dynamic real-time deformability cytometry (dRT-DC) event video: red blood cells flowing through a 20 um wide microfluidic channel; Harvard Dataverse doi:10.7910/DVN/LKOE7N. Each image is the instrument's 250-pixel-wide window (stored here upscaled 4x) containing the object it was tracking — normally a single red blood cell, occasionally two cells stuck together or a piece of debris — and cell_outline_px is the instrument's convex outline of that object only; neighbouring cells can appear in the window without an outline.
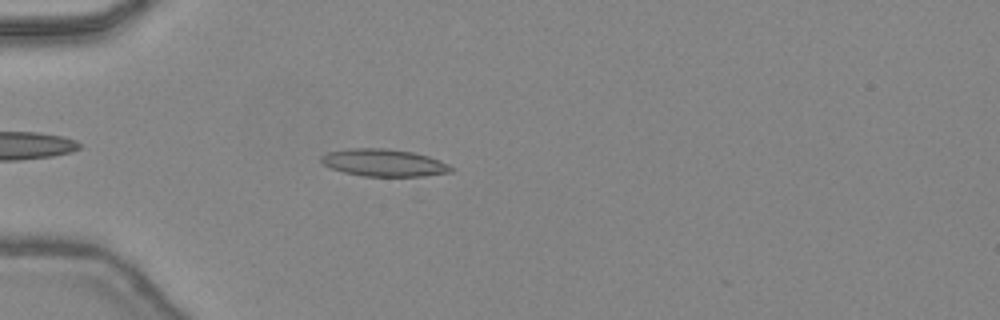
{"species": "common noctule bat (a hibernating species)", "species_latin": "Nyctalus noctula", "temperature_condition": "warm", "stored_images_in_passage": 33, "camera_frame_rate_fps": 3000, "um_per_image_px": 0.085, "animal": {"sex": "female", "body_mass_g": 24.6, "forearm_length_mm": 56.2}, "frame": {"image": 1, "passage_image": 1, "time_ms": 0.0, "image_size_px": [1000, 320], "cell_outline_px": [[456, 168], [452, 172], [424, 176], [364, 176], [344, 172], [332, 168], [324, 164], [320, 160], [320, 156], [328, 152], [348, 148], [388, 148], [412, 152], [428, 156], [440, 160]], "centroid_in_image_um": [32.66, 13.83], "position_along_channel_um": 52.3, "area_um2": 20.75}}
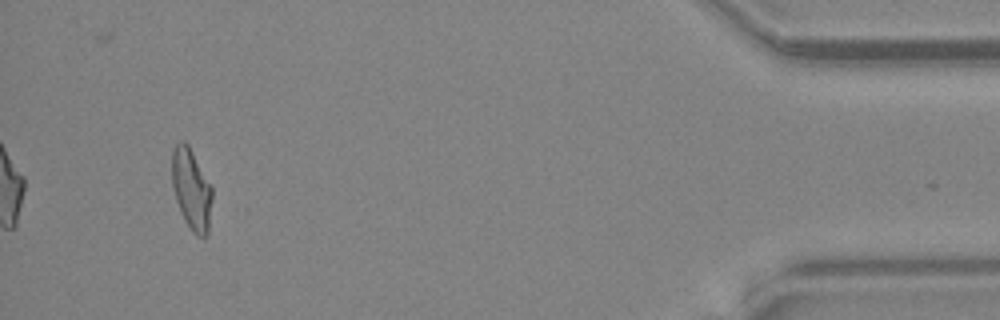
{"frame": {"image": 2, "passage_image": 31, "time_ms": 10.0, "image_size_px": [1000, 320], "cell_outline_px": [[212, 200], [208, 236], [204, 240], [196, 236], [192, 232], [184, 220], [176, 200], [172, 188], [172, 152], [176, 144], [180, 140], [184, 140], [188, 144], [212, 184]], "centroid_in_image_um": [16.29, 16.12], "position_along_channel_um": 418.9, "area_um2": 19.54}}